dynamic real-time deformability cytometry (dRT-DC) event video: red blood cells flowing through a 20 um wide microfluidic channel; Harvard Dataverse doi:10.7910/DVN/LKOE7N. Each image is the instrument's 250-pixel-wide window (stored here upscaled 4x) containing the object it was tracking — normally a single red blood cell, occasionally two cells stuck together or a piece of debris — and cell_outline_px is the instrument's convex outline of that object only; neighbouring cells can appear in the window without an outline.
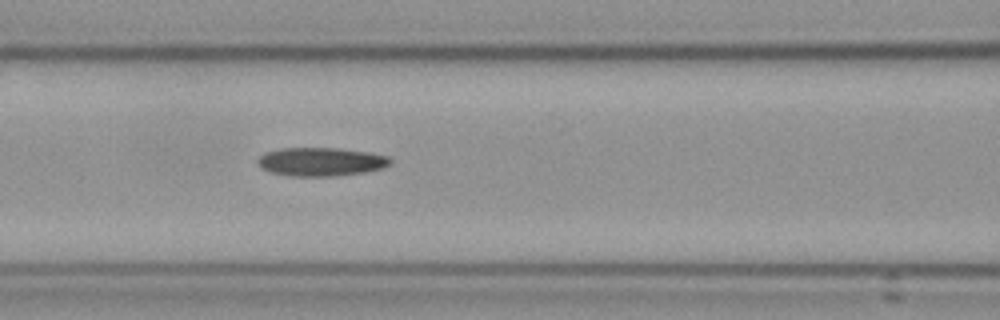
{"species": "Egyptian fruit bat (a non-hibernating species)", "species_latin": "Rousettus aegyptiacus", "temperature_condition": "cold", "stored_images_in_passage": 5, "camera_frame_rate_fps": 3000, "um_per_image_px": 0.085, "frame": {"image": 1, "passage_image": 4, "time_ms": 3.333, "image_size_px": [1000, 320], "cell_outline_px": [[392, 160], [388, 164], [380, 168], [364, 172], [336, 176], [292, 176], [272, 172], [260, 168], [256, 164], [256, 160], [264, 152], [280, 148], [340, 148], [368, 152], [388, 156]], "centroid_in_image_um": [27.22, 13.74], "position_along_channel_um": 139.4, "area_um2": 22.08}}